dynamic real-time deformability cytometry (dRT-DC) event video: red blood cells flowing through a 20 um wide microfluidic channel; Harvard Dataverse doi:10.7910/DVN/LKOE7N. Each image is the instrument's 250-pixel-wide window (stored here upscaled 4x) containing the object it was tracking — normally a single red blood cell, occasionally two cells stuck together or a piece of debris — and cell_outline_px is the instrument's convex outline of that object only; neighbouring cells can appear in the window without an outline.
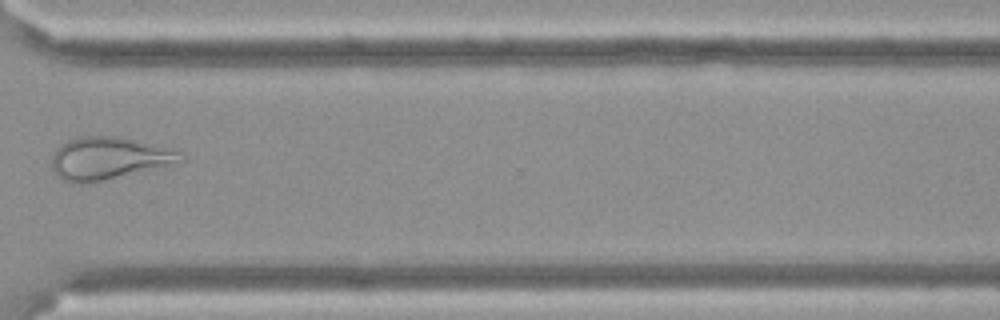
{"species": "Egyptian fruit bat (a non-hibernating species)", "species_latin": "Rousettus aegyptiacus", "temperature_condition": "cold", "stored_images_in_passage": 8, "camera_frame_rate_fps": 3000, "um_per_image_px": 0.085, "frame": {"image": 1, "passage_image": 8, "time_ms": 2.333, "image_size_px": [1000, 320], "cell_outline_px": [[184, 160], [92, 184], [76, 184], [60, 180], [56, 176], [52, 168], [52, 156], [56, 148], [68, 140], [80, 136], [120, 136], [136, 140], [176, 152], [184, 156]], "centroid_in_image_um": [9.09, 13.48], "position_along_channel_um": 361.5, "area_um2": 31.56}}